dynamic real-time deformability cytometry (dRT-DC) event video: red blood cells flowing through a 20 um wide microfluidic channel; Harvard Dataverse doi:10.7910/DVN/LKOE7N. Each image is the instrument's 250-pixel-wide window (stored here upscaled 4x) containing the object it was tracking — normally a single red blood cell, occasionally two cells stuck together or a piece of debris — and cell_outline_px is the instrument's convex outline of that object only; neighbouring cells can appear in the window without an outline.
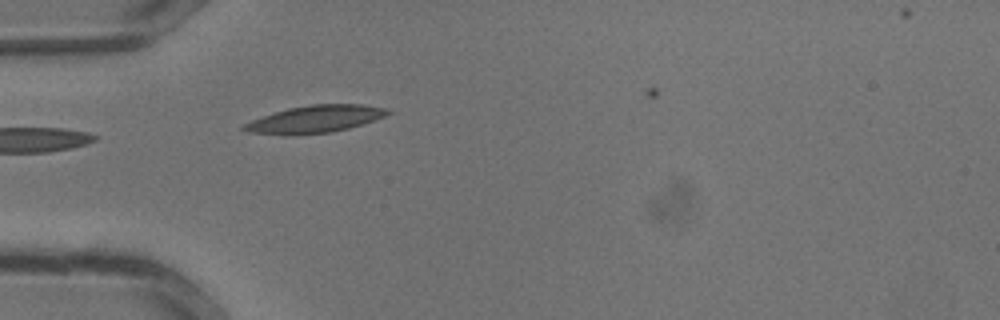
{"species": "common noctule bat (a hibernating species)", "species_latin": "Nyctalus noctula", "temperature_condition": "warm", "stored_images_in_passage": 21, "camera_frame_rate_fps": 3000, "um_per_image_px": 0.085, "animal": {"sex": "male", "body_mass_g": 13.3}, "frame": {"image": 1, "passage_image": 1, "time_ms": 0.0, "image_size_px": [1000, 320], "cell_outline_px": [[392, 112], [384, 116], [348, 128], [332, 132], [292, 136], [288, 136], [252, 132], [240, 128], [244, 124], [252, 120], [288, 108], [312, 104], [364, 104], [388, 108]], "centroid_in_image_um": [26.79, 10.13], "position_along_channel_um": 58.2, "area_um2": 22.77}}
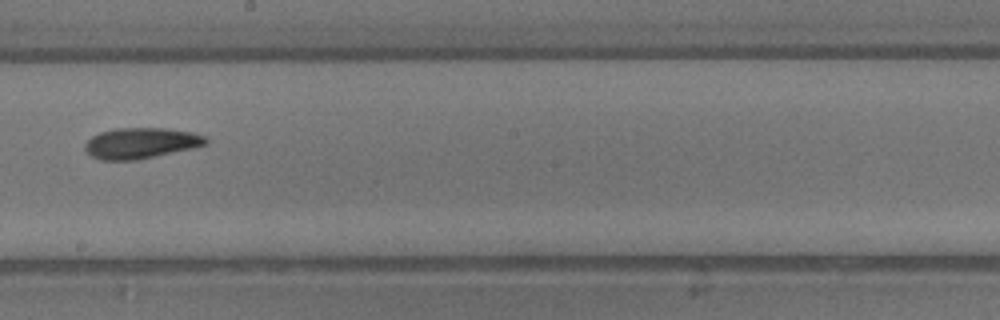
{"frame": {"image": 2, "passage_image": 10, "time_ms": 3.0, "image_size_px": [1000, 320], "cell_outline_px": [[208, 144], [192, 148], [136, 160], [100, 160], [92, 156], [84, 148], [84, 144], [92, 136], [100, 132], [116, 128], [168, 128], [196, 132], [208, 136]], "centroid_in_image_um": [12.02, 12.15], "position_along_channel_um": 236.2, "area_um2": 21.85}}
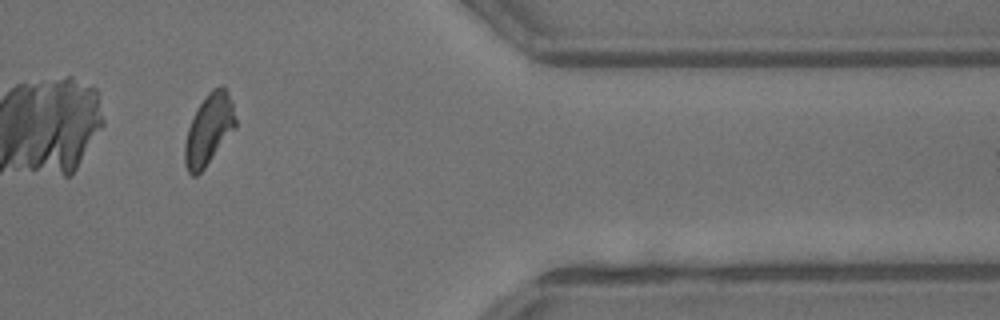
{"frame": {"image": 3, "passage_image": 19, "time_ms": 6.0, "image_size_px": [1000, 320], "cell_outline_px": [[236, 128], [204, 168], [196, 176], [192, 176], [188, 172], [184, 164], [184, 144], [188, 128], [192, 116], [208, 92], [212, 88], [220, 84], [224, 84], [232, 100], [236, 120]], "centroid_in_image_um": [17.76, 10.98], "position_along_channel_um": 393.6, "area_um2": 21.15}}